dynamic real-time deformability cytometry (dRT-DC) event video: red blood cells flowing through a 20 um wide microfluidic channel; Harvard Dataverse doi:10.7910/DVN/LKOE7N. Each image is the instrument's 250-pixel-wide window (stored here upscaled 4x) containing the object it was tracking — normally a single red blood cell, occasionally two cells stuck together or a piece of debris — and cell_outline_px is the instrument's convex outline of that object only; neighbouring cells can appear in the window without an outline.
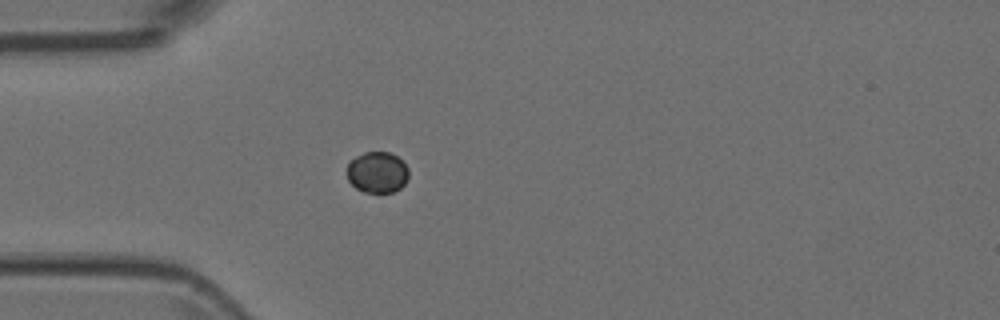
{"species": "Egyptian fruit bat (a non-hibernating species)", "species_latin": "Rousettus aegyptiacus", "temperature_condition": "room temperature", "stored_images_in_passage": 1, "camera_frame_rate_fps": 3000, "um_per_image_px": 0.085, "animal": {"sex": "female"}, "frame": {"image": 1, "passage_image": 1, "time_ms": 0.0, "image_size_px": [1000, 320], "cell_outline_px": [[408, 180], [400, 188], [392, 192], [364, 192], [356, 188], [348, 180], [348, 164], [356, 156], [364, 152], [388, 152], [396, 156], [408, 168]], "centroid_in_image_um": [32.08, 14.65], "position_along_channel_um": 52.9, "area_um2": 14.62}}